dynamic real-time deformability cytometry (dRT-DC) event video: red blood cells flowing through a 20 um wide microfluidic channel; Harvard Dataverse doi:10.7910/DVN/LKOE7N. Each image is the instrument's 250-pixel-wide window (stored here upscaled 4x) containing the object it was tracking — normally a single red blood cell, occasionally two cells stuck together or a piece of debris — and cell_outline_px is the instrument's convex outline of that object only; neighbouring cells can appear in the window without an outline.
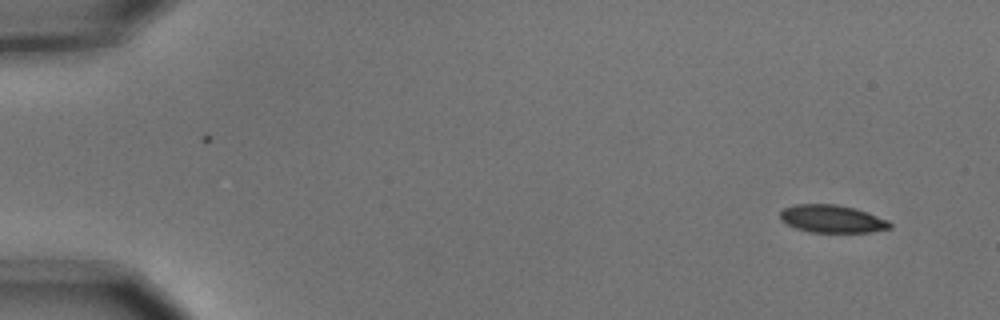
{"species": "common noctule bat (a hibernating species)", "species_latin": "Nyctalus noctula", "temperature_condition": "cold", "stored_images_in_passage": 4, "camera_frame_rate_fps": 3000, "um_per_image_px": 0.085, "animal": {"sex": "male", "body_mass_g": 15.6}, "frame": {"image": 1, "passage_image": 1, "time_ms": 0.0, "image_size_px": [1000, 320], "cell_outline_px": [[892, 228], [872, 232], [812, 232], [796, 228], [780, 220], [780, 212], [784, 208], [796, 204], [836, 204], [856, 208], [888, 220], [892, 224]], "centroid_in_image_um": [70.75, 18.6], "position_along_channel_um": 14.3, "area_um2": 17.74}}
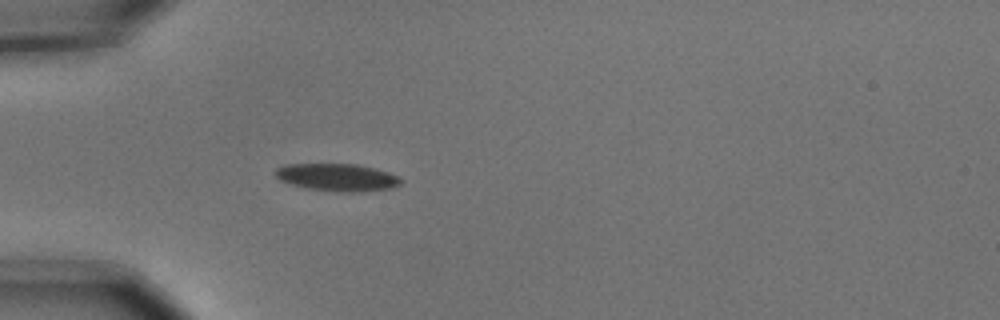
{"frame": {"image": 2, "passage_image": 4, "time_ms": 1.0, "image_size_px": [1000, 320], "cell_outline_px": [[404, 180], [400, 184], [392, 188], [364, 192], [336, 192], [308, 188], [292, 184], [280, 180], [276, 176], [276, 168], [284, 164], [356, 164], [388, 172]], "centroid_in_image_um": [28.68, 15.08], "position_along_channel_um": 56.3, "area_um2": 20.06}}